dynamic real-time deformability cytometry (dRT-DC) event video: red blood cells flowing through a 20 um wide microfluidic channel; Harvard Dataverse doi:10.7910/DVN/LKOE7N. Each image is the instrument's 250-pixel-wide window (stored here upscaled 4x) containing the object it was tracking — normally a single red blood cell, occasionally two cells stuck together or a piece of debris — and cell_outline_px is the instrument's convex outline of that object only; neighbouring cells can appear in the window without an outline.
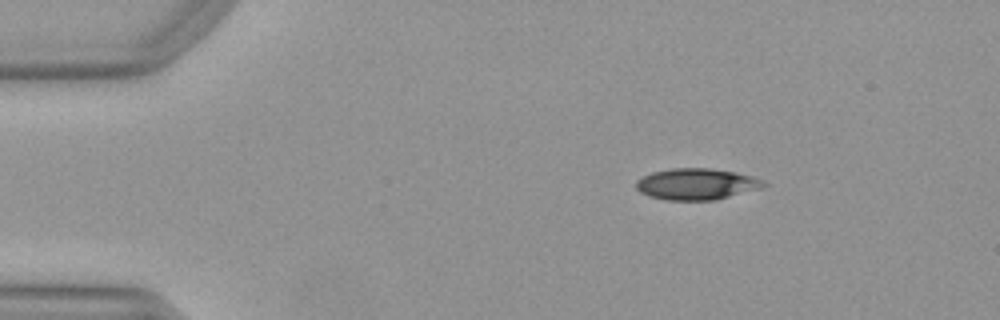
{"species": "Egyptian fruit bat (a non-hibernating species)", "species_latin": "Rousettus aegyptiacus", "temperature_condition": "warm", "stored_images_in_passage": 44, "camera_frame_rate_fps": 3000, "um_per_image_px": 0.085, "animal": {"sex": "female"}, "frame": {"image": 1, "passage_image": 1, "time_ms": 0.0, "image_size_px": [1000, 320], "cell_outline_px": [[768, 184], [764, 188], [716, 200], [668, 200], [648, 196], [640, 192], [636, 188], [636, 180], [652, 172], [672, 168], [712, 168], [736, 172], [752, 176], [764, 180]], "centroid_in_image_um": [59.25, 15.65], "position_along_channel_um": 25.7, "area_um2": 23.58}}
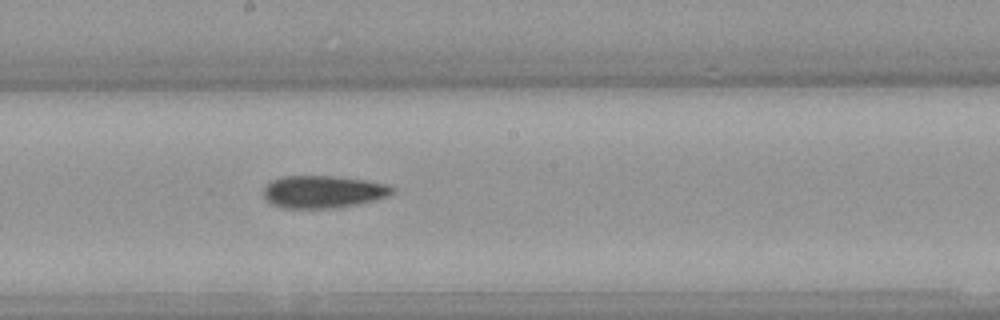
{"frame": {"image": 2, "passage_image": 21, "time_ms": 6.667, "image_size_px": [1000, 320], "cell_outline_px": [[396, 188], [388, 196], [376, 200], [360, 204], [336, 208], [284, 208], [272, 204], [264, 196], [264, 188], [272, 180], [284, 176], [336, 176], [368, 180], [388, 184]], "centroid_in_image_um": [27.52, 16.3], "position_along_channel_um": 220.7, "area_um2": 24.51}}
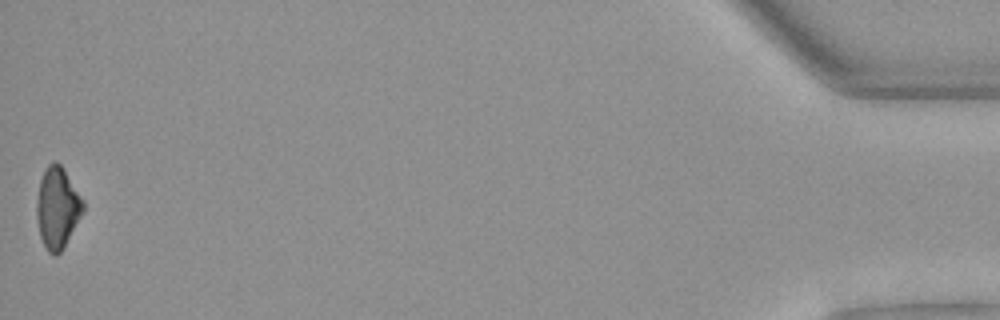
{"frame": {"image": 3, "passage_image": 44, "time_ms": 14.333, "image_size_px": [1000, 320], "cell_outline_px": [[84, 208], [80, 216], [60, 252], [56, 256], [48, 252], [40, 236], [36, 216], [36, 200], [40, 180], [44, 168], [48, 164], [56, 160], [64, 168], [84, 200]], "centroid_in_image_um": [4.86, 17.6], "position_along_channel_um": 430.3, "area_um2": 21.85}, "authors_computed_cell_mechanics": {"area_um2": 23.6402, "velocity_mm_per_s": 3.9965, "shape_relaxation_time_tau1_ms": 5.778, "shape_relaxation_time_tau2_ms": null, "deformation_change_tau1": 0.1648, "deformation_change_tau2": null}}